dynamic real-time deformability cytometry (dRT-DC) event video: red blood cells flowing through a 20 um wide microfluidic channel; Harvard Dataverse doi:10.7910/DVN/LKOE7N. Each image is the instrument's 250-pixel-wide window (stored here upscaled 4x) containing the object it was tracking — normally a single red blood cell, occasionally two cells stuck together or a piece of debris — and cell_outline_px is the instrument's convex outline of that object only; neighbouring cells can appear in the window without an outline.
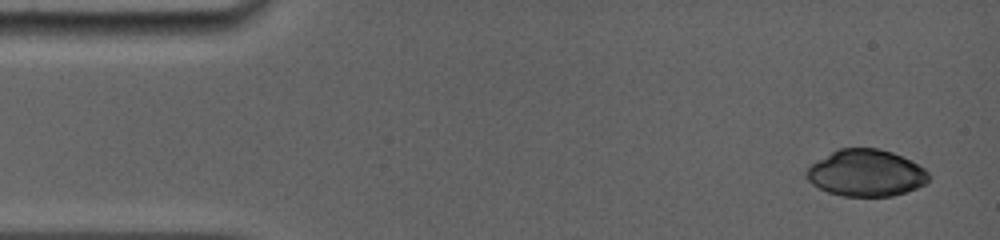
{"species": "common noctule bat (a hibernating species)", "species_latin": "Nyctalus noctula", "temperature_condition": "room temperature", "stored_images_in_passage": 20, "camera_frame_rate_fps": 5000, "um_per_image_px": 0.085, "animal": {"sex": "female", "body_mass_g": 19.0, "forearm_length_mm": 56.7}, "frame": {"image": 1, "passage_image": 4, "time_ms": 0.6, "image_size_px": [1000, 240], "cell_outline_px": [[932, 176], [928, 184], [892, 196], [844, 196], [828, 192], [812, 184], [808, 180], [804, 172], [812, 164], [832, 152], [840, 148], [876, 148], [892, 152], [924, 168]], "centroid_in_image_um": [73.64, 14.72], "position_along_channel_um": 11.4, "area_um2": 33.12}}